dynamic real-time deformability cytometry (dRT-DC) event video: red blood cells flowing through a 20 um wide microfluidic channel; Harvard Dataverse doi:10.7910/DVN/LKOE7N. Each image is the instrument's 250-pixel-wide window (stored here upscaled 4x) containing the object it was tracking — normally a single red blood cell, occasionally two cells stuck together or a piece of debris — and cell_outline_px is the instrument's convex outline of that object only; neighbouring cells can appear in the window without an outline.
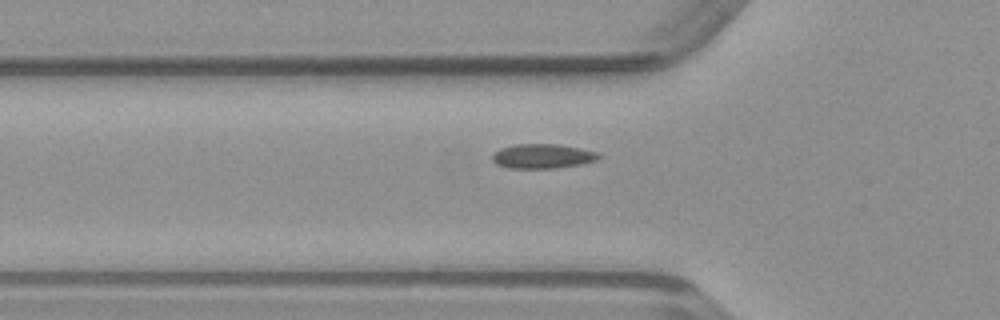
{"species": "common noctule bat (a hibernating species)", "species_latin": "Nyctalus noctula", "temperature_condition": "warm", "stored_images_in_passage": 35, "camera_frame_rate_fps": 3000, "um_per_image_px": 0.085, "animal": {"sex": "male", "body_mass_g": 23.1, "forearm_length_mm": 52.7}, "frame": {"image": 1, "passage_image": 7, "time_ms": 2.0, "image_size_px": [1000, 320], "cell_outline_px": [[600, 156], [596, 160], [580, 164], [556, 168], [508, 168], [496, 164], [492, 160], [492, 152], [500, 148], [516, 144], [560, 144], [580, 148], [596, 152]], "centroid_in_image_um": [46.06, 13.27], "position_along_channel_um": 79.7, "area_um2": 15.2}}
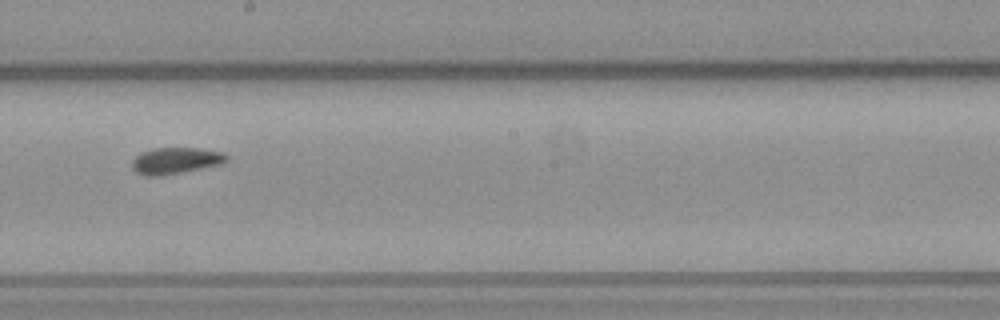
{"frame": {"image": 2, "passage_image": 18, "time_ms": 5.667, "image_size_px": [1000, 320], "cell_outline_px": [[228, 160], [224, 164], [160, 176], [148, 176], [136, 172], [132, 168], [132, 160], [140, 152], [152, 148], [200, 148], [224, 152], [228, 156]], "centroid_in_image_um": [14.95, 13.64], "position_along_channel_um": 233.2, "area_um2": 14.74}}
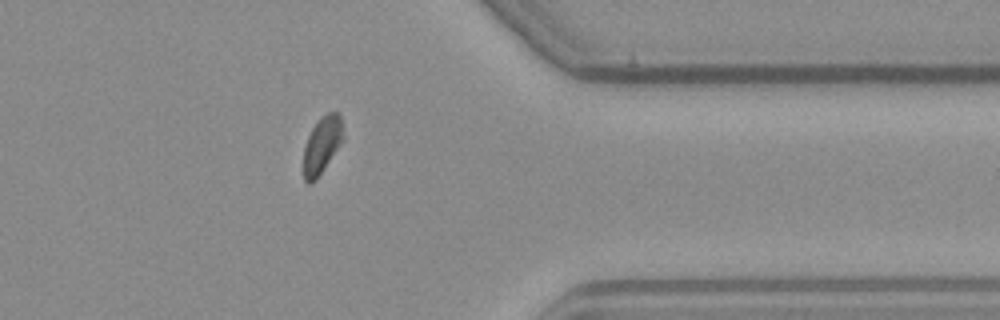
{"frame": {"image": 3, "passage_image": 30, "time_ms": 9.667, "image_size_px": [1000, 320], "cell_outline_px": [[344, 140], [316, 180], [312, 184], [308, 184], [304, 180], [304, 148], [308, 136], [312, 128], [328, 112], [336, 112], [340, 116], [344, 136]], "centroid_in_image_um": [27.38, 12.37], "position_along_channel_um": 384.0, "area_um2": 13.01}}